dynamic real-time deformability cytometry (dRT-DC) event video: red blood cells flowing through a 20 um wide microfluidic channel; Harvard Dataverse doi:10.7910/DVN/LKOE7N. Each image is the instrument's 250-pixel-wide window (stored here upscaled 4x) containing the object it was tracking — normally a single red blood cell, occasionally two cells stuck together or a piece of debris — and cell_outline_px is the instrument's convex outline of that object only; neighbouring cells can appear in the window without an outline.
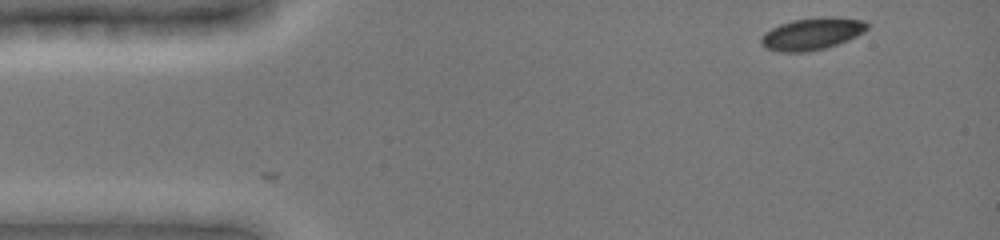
{"species": "common noctule bat (a hibernating species)", "species_latin": "Nyctalus noctula", "temperature_condition": "cold", "stored_images_in_passage": 2, "camera_frame_rate_fps": 3000, "um_per_image_px": 0.085, "animal": {"sex": "female", "body_mass_g": 19.0, "forearm_length_mm": 51.5}, "frame": {"image": 1, "passage_image": 1, "time_ms": 0.0, "image_size_px": [1000, 240], "cell_outline_px": [[868, 28], [864, 32], [848, 40], [824, 48], [808, 52], [780, 52], [768, 48], [760, 44], [760, 36], [764, 32], [780, 24], [792, 20], [828, 16], [832, 16], [864, 20], [868, 24]], "centroid_in_image_um": [69.01, 2.87], "position_along_channel_um": 16.0, "area_um2": 19.88}}